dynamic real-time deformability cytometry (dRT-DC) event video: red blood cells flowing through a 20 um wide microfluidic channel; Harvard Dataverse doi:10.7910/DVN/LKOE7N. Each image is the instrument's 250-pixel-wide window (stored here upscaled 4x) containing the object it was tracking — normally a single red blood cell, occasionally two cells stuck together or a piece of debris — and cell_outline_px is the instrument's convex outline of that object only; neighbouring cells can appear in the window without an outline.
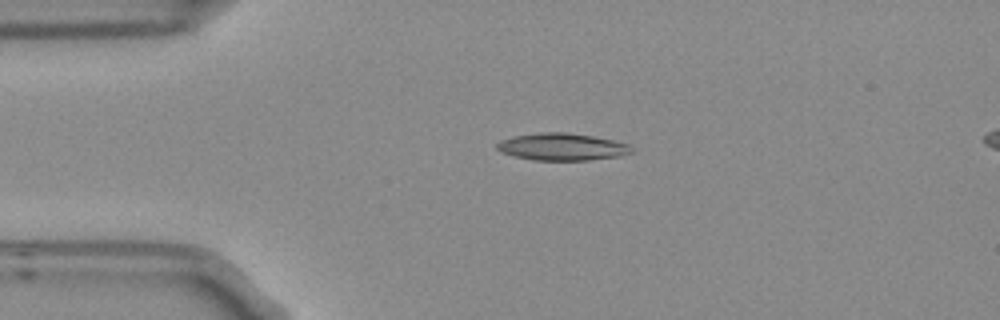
{"species": "Egyptian fruit bat (a non-hibernating species)", "species_latin": "Rousettus aegyptiacus", "temperature_condition": "room temperature", "stored_images_in_passage": 3, "camera_frame_rate_fps": 3000, "um_per_image_px": 0.085, "frame": {"image": 1, "passage_image": 1, "time_ms": 0.0, "image_size_px": [1000, 320], "cell_outline_px": [[636, 152], [620, 156], [588, 160], [532, 160], [512, 156], [500, 152], [496, 148], [496, 144], [500, 140], [512, 136], [540, 132], [568, 132], [592, 136], [612, 140], [628, 144]], "centroid_in_image_um": [47.75, 12.48], "position_along_channel_um": 37.3, "area_um2": 21.56}}
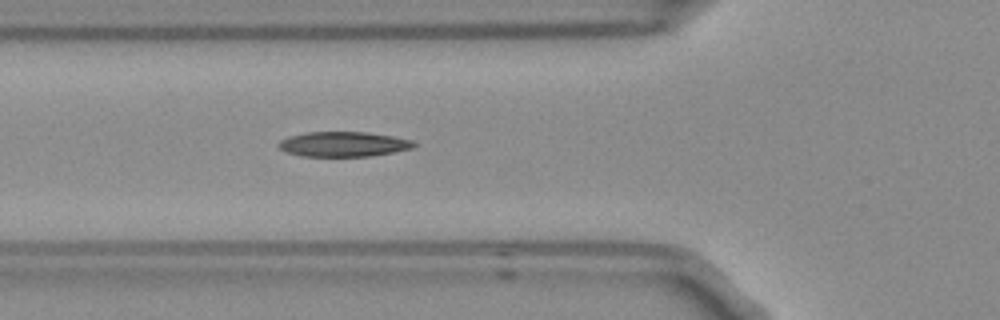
{"frame": {"image": 2, "passage_image": 3, "time_ms": 0.667, "image_size_px": [1000, 320], "cell_outline_px": [[416, 144], [412, 148], [392, 152], [368, 156], [300, 156], [288, 152], [280, 148], [276, 144], [280, 140], [288, 136], [304, 132], [368, 132], [392, 136], [412, 140]], "centroid_in_image_um": [29.15, 12.24], "position_along_channel_um": 96.7, "area_um2": 19.59}}